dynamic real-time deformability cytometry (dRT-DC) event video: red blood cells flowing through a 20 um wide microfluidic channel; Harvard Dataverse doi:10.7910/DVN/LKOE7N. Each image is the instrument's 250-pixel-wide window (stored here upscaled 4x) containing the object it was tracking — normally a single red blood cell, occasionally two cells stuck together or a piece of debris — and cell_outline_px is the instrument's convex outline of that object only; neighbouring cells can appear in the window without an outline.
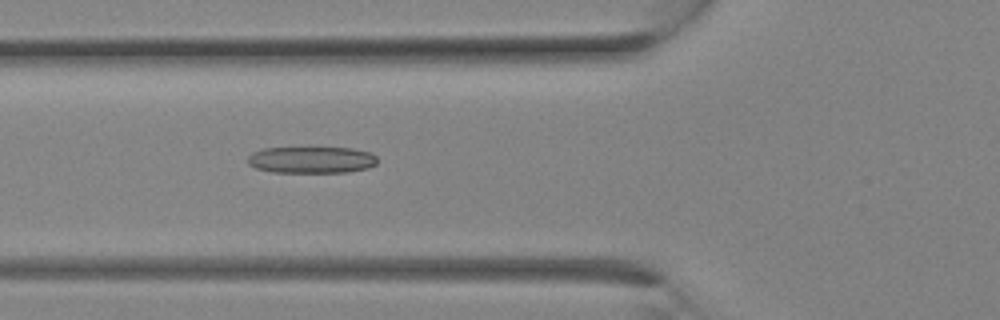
{"species": "Egyptian fruit bat (a non-hibernating species)", "species_latin": "Rousettus aegyptiacus", "temperature_condition": "room temperature", "stored_images_in_passage": 7, "camera_frame_rate_fps": 3000, "um_per_image_px": 0.085, "animal": {"sex": "female"}, "frame": {"image": 1, "passage_image": 7, "time_ms": 2.0, "image_size_px": [1000, 320], "cell_outline_px": [[376, 164], [368, 168], [348, 172], [272, 172], [256, 168], [248, 164], [248, 156], [252, 152], [264, 148], [352, 148], [372, 152], [376, 156]], "centroid_in_image_um": [26.49, 13.58], "position_along_channel_um": 99.3, "area_um2": 20.17}}